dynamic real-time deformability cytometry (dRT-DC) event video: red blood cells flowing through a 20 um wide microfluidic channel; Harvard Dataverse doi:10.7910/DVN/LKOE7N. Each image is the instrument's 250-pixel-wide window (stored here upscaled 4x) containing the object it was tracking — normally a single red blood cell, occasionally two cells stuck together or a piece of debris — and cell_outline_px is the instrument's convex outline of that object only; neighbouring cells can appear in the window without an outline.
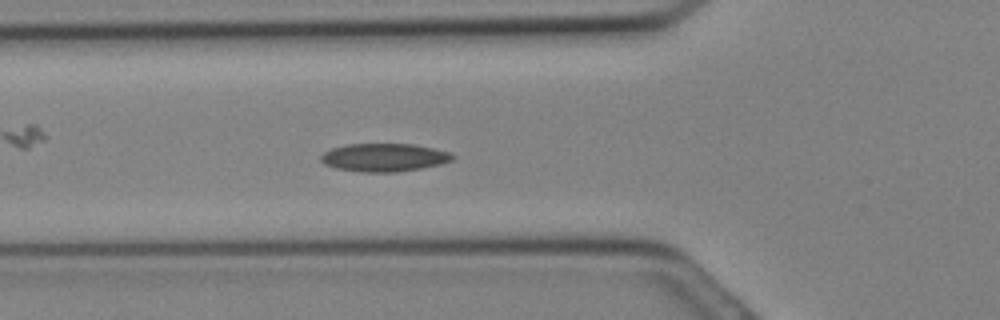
{"species": "Egyptian fruit bat (a non-hibernating species)", "species_latin": "Rousettus aegyptiacus", "temperature_condition": "cold", "stored_images_in_passage": 14, "camera_frame_rate_fps": 3000, "um_per_image_px": 0.085, "animal": {"sex": "female"}, "frame": {"image": 1, "passage_image": 8, "time_ms": 2.333, "image_size_px": [1000, 320], "cell_outline_px": [[456, 156], [452, 160], [440, 164], [420, 168], [396, 172], [360, 172], [336, 168], [324, 164], [320, 160], [320, 156], [324, 152], [332, 148], [348, 144], [412, 144], [432, 148], [448, 152]], "centroid_in_image_um": [32.62, 13.38], "position_along_channel_um": 93.2, "area_um2": 21.44}}
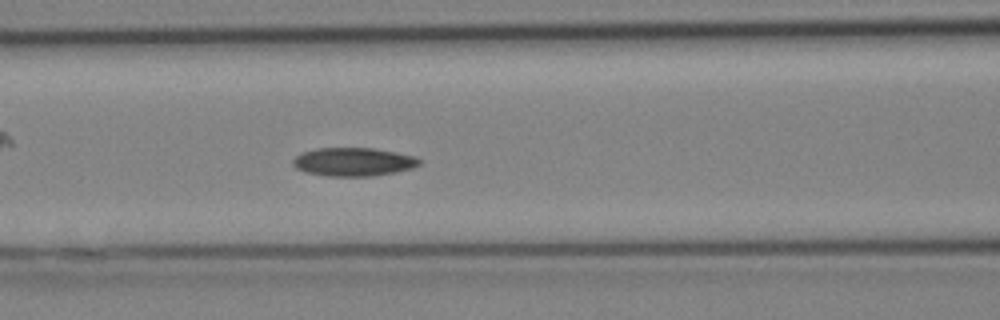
{"frame": {"image": 2, "passage_image": 10, "time_ms": 3.0, "image_size_px": [1000, 320], "cell_outline_px": [[420, 164], [412, 168], [396, 172], [372, 176], [324, 176], [304, 172], [296, 168], [292, 164], [292, 160], [300, 152], [316, 148], [372, 148], [396, 152], [416, 156], [420, 160]], "centroid_in_image_um": [30.01, 13.76], "position_along_channel_um": 136.6, "area_um2": 21.15}}
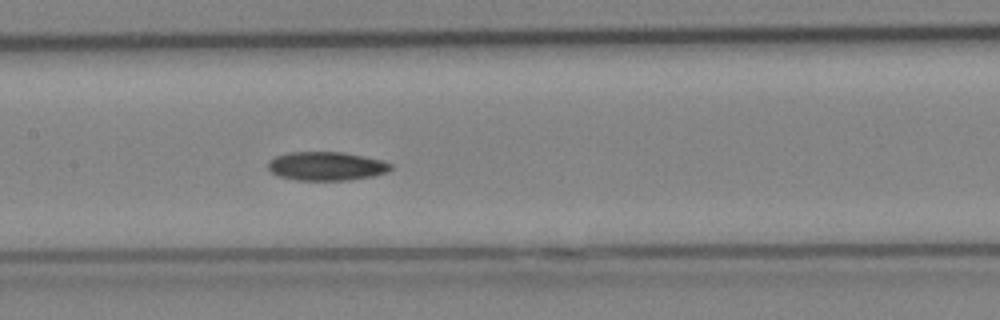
{"frame": {"image": 3, "passage_image": 12, "time_ms": 3.667, "image_size_px": [1000, 320], "cell_outline_px": [[392, 168], [388, 172], [372, 176], [348, 180], [296, 180], [280, 176], [272, 172], [268, 168], [268, 164], [276, 156], [288, 152], [344, 152], [384, 160], [392, 164]], "centroid_in_image_um": [27.79, 14.11], "position_along_channel_um": 179.6, "area_um2": 20.52}}